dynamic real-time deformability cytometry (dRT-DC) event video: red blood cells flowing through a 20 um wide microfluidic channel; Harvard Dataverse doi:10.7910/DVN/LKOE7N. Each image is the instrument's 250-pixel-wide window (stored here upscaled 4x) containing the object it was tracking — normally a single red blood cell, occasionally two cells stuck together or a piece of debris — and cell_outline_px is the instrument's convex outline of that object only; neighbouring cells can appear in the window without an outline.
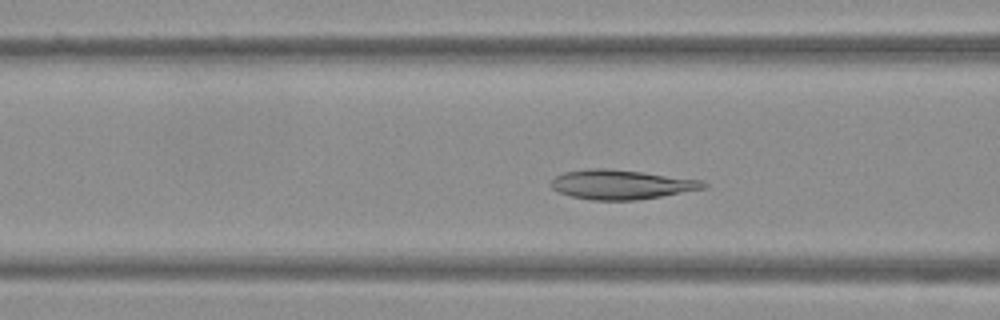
{"species": "Egyptian fruit bat (a non-hibernating species)", "species_latin": "Rousettus aegyptiacus", "temperature_condition": "warm", "stored_images_in_passage": 44, "camera_frame_rate_fps": 3000, "um_per_image_px": 0.085, "frame": {"image": 1, "passage_image": 13, "time_ms": 4.0, "image_size_px": [1000, 320], "cell_outline_px": [[708, 188], [636, 200], [592, 200], [572, 196], [560, 192], [552, 188], [552, 180], [556, 176], [564, 172], [588, 168], [604, 168], [644, 172], [700, 180], [708, 184]], "centroid_in_image_um": [52.82, 15.68], "position_along_channel_um": 113.8, "area_um2": 25.95}}
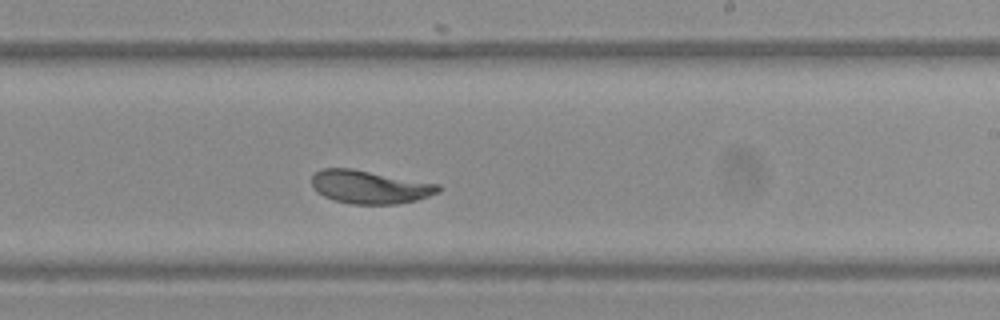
{"frame": {"image": 2, "passage_image": 24, "time_ms": 7.667, "image_size_px": [1000, 320], "cell_outline_px": [[444, 188], [440, 192], [416, 200], [396, 204], [352, 204], [336, 200], [324, 196], [316, 192], [312, 188], [312, 176], [320, 168], [352, 168], [440, 184]], "centroid_in_image_um": [31.45, 15.88], "position_along_channel_um": 257.6, "area_um2": 24.68}}
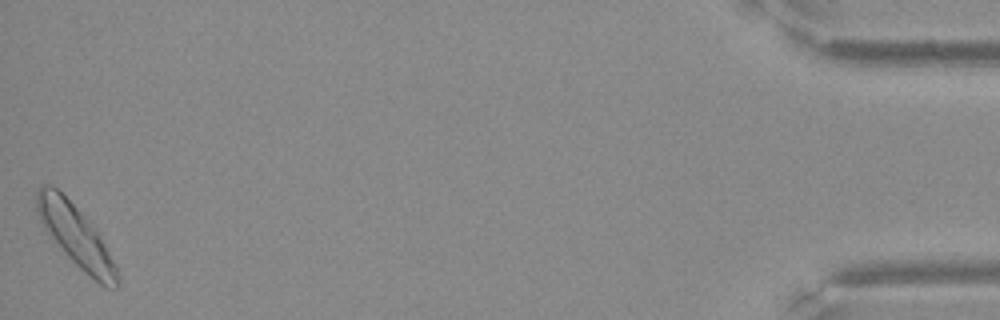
{"frame": {"image": 3, "passage_image": 44, "time_ms": 14.333, "image_size_px": [1000, 320], "cell_outline_px": [[120, 284], [116, 288], [104, 288], [84, 272], [64, 252], [44, 228], [36, 212], [36, 192], [40, 184], [52, 184], [96, 228], [116, 268]], "centroid_in_image_um": [6.42, 20.05], "position_along_channel_um": 428.8, "area_um2": 28.26}}